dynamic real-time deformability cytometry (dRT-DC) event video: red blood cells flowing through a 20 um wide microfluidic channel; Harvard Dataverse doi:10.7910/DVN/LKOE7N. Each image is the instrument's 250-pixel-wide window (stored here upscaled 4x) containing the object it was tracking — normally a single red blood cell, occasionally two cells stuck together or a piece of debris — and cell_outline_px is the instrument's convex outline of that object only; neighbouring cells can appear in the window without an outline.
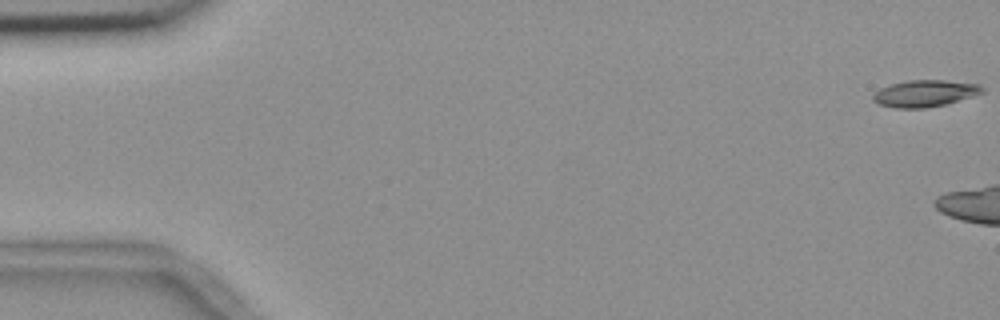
{"species": "common noctule bat (a hibernating species)", "species_latin": "Nyctalus noctula", "temperature_condition": "room temperature", "stored_images_in_passage": 21, "camera_frame_rate_fps": 3000, "um_per_image_px": 0.085, "animal": {"sex": "female", "body_mass_g": 18.4}, "frame": {"image": 1, "passage_image": 1, "time_ms": 0.0, "image_size_px": [1000, 320], "cell_outline_px": [[984, 92], [948, 104], [924, 108], [896, 108], [880, 104], [872, 100], [872, 96], [880, 88], [892, 84], [908, 80], [944, 80], [980, 84], [984, 88]], "centroid_in_image_um": [78.64, 7.94], "position_along_channel_um": 6.4, "area_um2": 16.99}}
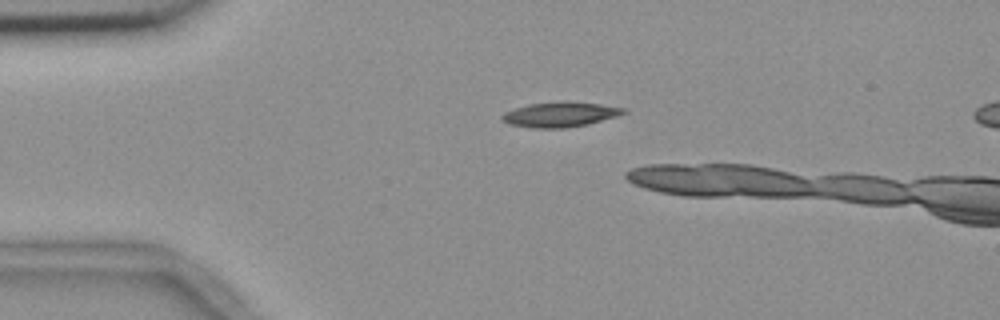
{"frame": {"image": 2, "passage_image": 13, "time_ms": 4.0, "image_size_px": [1000, 320], "cell_outline_px": [[628, 112], [616, 116], [588, 124], [564, 128], [532, 128], [508, 124], [500, 120], [500, 116], [504, 112], [528, 104], [564, 100], [600, 104], [624, 108]], "centroid_in_image_um": [47.57, 9.72], "position_along_channel_um": 37.4, "area_um2": 17.86}}